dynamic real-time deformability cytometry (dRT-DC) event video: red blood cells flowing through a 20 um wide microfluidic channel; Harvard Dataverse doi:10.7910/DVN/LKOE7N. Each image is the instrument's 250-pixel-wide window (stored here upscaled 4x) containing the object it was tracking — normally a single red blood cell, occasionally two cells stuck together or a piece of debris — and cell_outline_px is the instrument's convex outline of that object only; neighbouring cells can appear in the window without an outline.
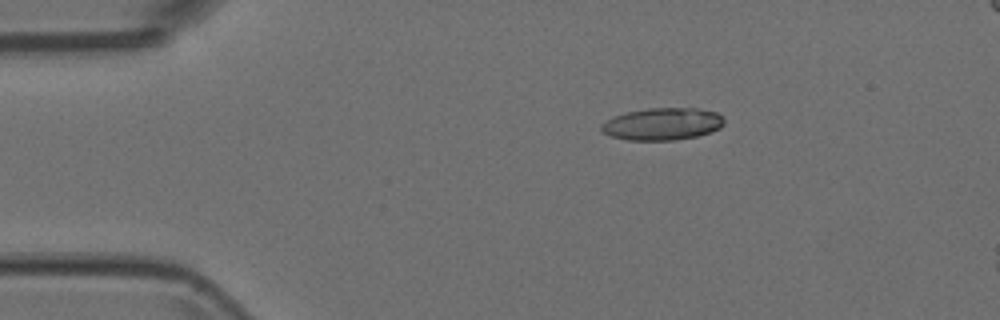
{"species": "Egyptian fruit bat (a non-hibernating species)", "species_latin": "Rousettus aegyptiacus", "temperature_condition": "room temperature", "stored_images_in_passage": 2, "camera_frame_rate_fps": 3000, "um_per_image_px": 0.085, "animal": {"sex": "female"}, "frame": {"image": 1, "passage_image": 1, "time_ms": 0.0, "image_size_px": [1000, 320], "cell_outline_px": [[724, 124], [720, 128], [712, 132], [696, 136], [672, 140], [628, 140], [608, 136], [600, 128], [600, 124], [612, 116], [628, 112], [648, 108], [696, 108], [716, 112], [724, 116]], "centroid_in_image_um": [56.3, 10.53], "position_along_channel_um": 28.7, "area_um2": 23.24}}